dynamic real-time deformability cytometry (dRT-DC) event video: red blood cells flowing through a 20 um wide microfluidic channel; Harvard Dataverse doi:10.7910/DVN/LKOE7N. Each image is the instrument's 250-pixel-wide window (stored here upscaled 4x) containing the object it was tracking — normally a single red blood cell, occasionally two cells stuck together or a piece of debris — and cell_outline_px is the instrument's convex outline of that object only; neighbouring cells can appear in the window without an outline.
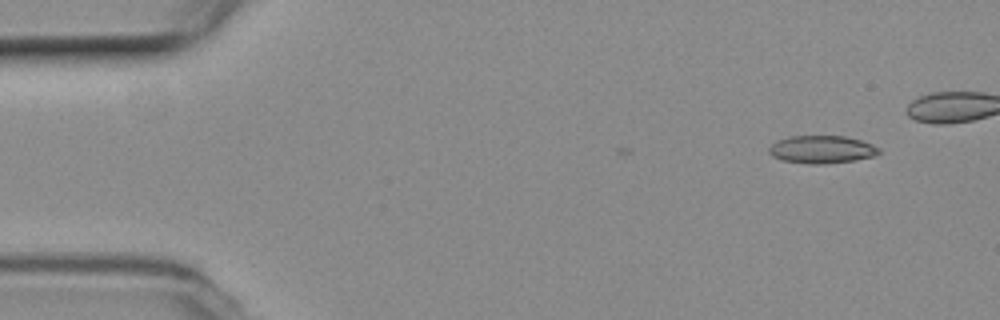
{"species": "common noctule bat (a hibernating species)", "species_latin": "Nyctalus noctula", "temperature_condition": "room temperature", "stored_images_in_passage": 3, "camera_frame_rate_fps": 3000, "um_per_image_px": 0.085, "animal": {"sex": "female", "body_mass_g": 19.3, "forearm_length_mm": 54.1}, "frame": {"image": 1, "passage_image": 1, "time_ms": 0.0, "image_size_px": [1000, 320], "cell_outline_px": [[880, 152], [872, 156], [856, 160], [824, 164], [808, 164], [784, 160], [772, 156], [768, 152], [768, 148], [776, 140], [788, 136], [844, 136], [860, 140], [872, 144], [880, 148]], "centroid_in_image_um": [69.83, 12.7], "position_along_channel_um": 15.2, "area_um2": 17.8}}